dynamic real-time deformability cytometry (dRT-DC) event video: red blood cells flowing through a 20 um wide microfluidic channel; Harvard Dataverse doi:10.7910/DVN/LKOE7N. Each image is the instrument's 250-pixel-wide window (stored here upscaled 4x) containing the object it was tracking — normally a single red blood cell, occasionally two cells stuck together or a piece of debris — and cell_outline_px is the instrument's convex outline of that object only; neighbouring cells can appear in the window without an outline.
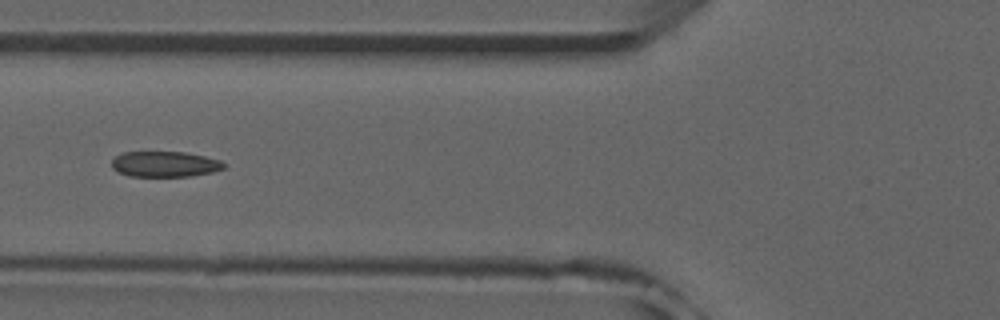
{"species": "common noctule bat (a hibernating species)", "species_latin": "Nyctalus noctula", "temperature_condition": "room temperature", "stored_images_in_passage": 38, "camera_frame_rate_fps": 3000, "um_per_image_px": 0.085, "animal": {"sex": "male", "forearm_length_mm": 52.5}, "frame": {"image": 1, "passage_image": 6, "time_ms": 1.667, "image_size_px": [1000, 320], "cell_outline_px": [[228, 164], [224, 168], [212, 172], [192, 176], [128, 176], [112, 168], [112, 160], [116, 156], [124, 152], [184, 152], [204, 156], [220, 160]], "centroid_in_image_um": [14.04, 13.95], "position_along_channel_um": 111.8, "area_um2": 16.7}, "authors_computed_cell_mechanics": {"area_um2": 17.6868, "velocity_mm_per_s": 3.9529, "shape_relaxation_time_tau1_ms": null, "shape_relaxation_time_tau2_ms": 1.0153, "deformation_change_tau1": null, "deformation_change_tau2": 0.0546}}